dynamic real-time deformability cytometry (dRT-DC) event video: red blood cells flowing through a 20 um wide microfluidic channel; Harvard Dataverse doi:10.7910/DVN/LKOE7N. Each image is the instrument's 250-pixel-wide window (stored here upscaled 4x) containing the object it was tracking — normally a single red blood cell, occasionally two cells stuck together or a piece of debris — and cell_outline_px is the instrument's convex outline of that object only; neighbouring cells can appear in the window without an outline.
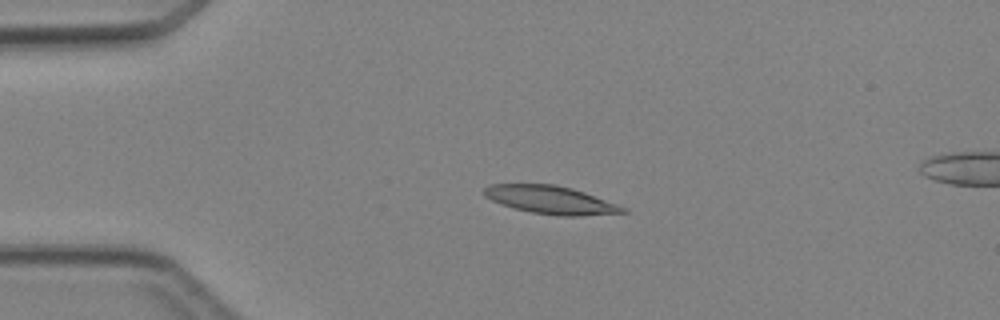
{"species": "Egyptian fruit bat (a non-hibernating species)", "species_latin": "Rousettus aegyptiacus", "temperature_condition": "cold", "stored_images_in_passage": 4, "camera_frame_rate_fps": 3000, "um_per_image_px": 0.085, "animal": {"sex": "female"}, "frame": {"image": 1, "passage_image": 3, "time_ms": 3.333, "image_size_px": [1000, 320], "cell_outline_px": [[628, 212], [580, 216], [560, 216], [532, 212], [516, 208], [492, 200], [484, 196], [484, 188], [488, 184], [556, 184], [572, 188], [584, 192], [628, 208]], "centroid_in_image_um": [46.84, 16.98], "position_along_channel_um": 38.2, "area_um2": 22.48}}